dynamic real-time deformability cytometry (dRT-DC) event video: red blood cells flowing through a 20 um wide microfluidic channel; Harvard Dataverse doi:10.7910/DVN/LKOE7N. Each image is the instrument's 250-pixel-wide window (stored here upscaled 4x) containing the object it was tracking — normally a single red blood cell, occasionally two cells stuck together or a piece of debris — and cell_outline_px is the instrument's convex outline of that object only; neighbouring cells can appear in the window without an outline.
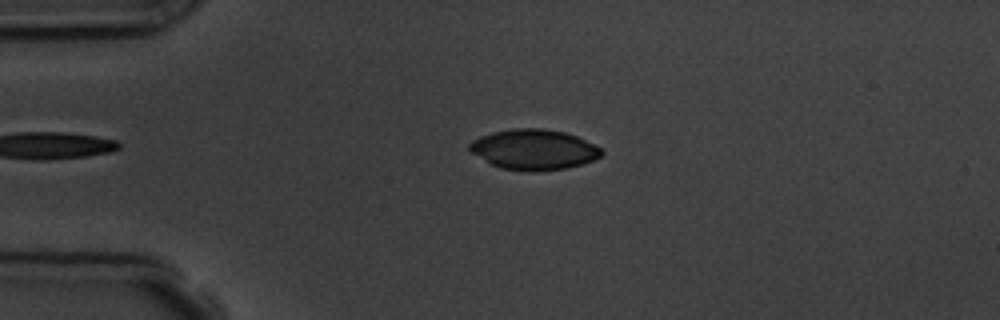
{"species": "common noctule bat (a hibernating species)", "species_latin": "Nyctalus noctula", "temperature_condition": "room temperature", "stored_images_in_passage": 3, "camera_frame_rate_fps": 3000, "um_per_image_px": 0.085, "animal": {"sex": "male", "body_mass_g": 19.5, "forearm_length_mm": 54.6}, "frame": {"image": 1, "passage_image": 1, "time_ms": 0.0, "image_size_px": [1000, 320], "cell_outline_px": [[604, 152], [600, 156], [592, 160], [568, 168], [532, 172], [528, 172], [500, 168], [492, 164], [472, 152], [468, 148], [468, 144], [472, 140], [480, 136], [492, 132], [512, 128], [544, 128], [564, 132], [576, 136], [600, 148]], "centroid_in_image_um": [45.35, 12.71], "position_along_channel_um": 39.6, "area_um2": 30.92}}